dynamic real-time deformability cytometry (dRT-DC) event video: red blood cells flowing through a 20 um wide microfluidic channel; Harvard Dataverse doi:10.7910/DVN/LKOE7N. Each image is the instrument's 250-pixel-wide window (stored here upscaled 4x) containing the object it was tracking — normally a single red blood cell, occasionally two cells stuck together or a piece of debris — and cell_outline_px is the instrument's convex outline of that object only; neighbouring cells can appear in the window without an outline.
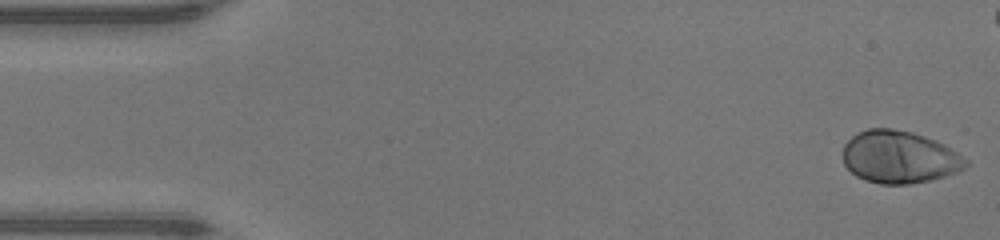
{"species": "human", "species_latin": "Homo sapiens", "temperature_condition": "warm", "stored_images_in_passage": 43, "camera_frame_rate_fps": 3000, "um_per_image_px": 0.085, "donor": {"sex": "male"}, "frame": {"image": 1, "passage_image": 1, "time_ms": 0.0, "image_size_px": [1000, 240], "cell_outline_px": [[968, 164], [964, 168], [956, 172], [932, 180], [908, 184], [880, 184], [864, 180], [856, 176], [844, 164], [844, 144], [856, 132], [868, 128], [892, 128], [912, 132], [936, 140], [944, 144], [968, 160]], "centroid_in_image_um": [76.44, 13.34], "position_along_channel_um": 8.6, "area_um2": 37.63}}
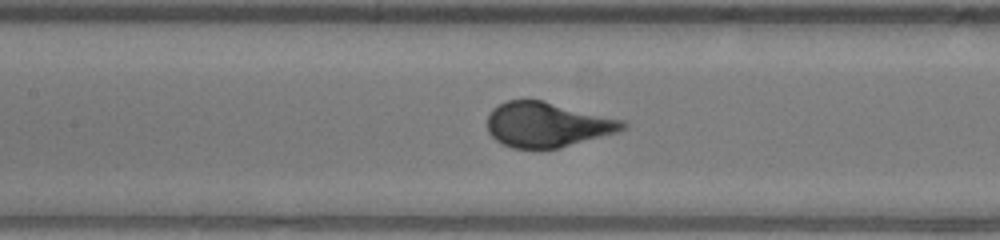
{"frame": {"image": 2, "passage_image": 21, "time_ms": 6.667, "image_size_px": [1000, 240], "cell_outline_px": [[628, 128], [616, 132], [560, 148], [512, 148], [496, 140], [488, 132], [488, 116], [492, 108], [508, 100], [544, 100], [624, 120], [628, 124]], "centroid_in_image_um": [46.53, 10.58], "position_along_channel_um": 160.9, "area_um2": 35.37}}
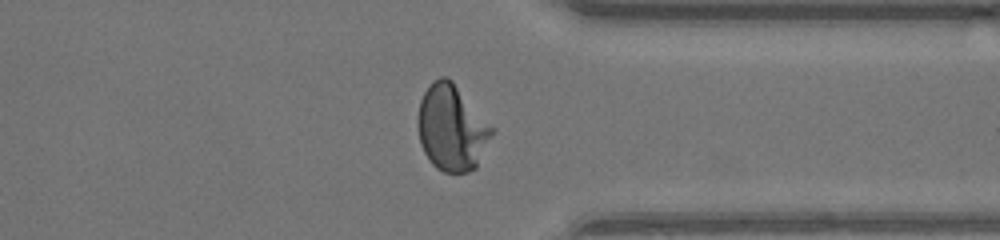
{"frame": {"image": 3, "passage_image": 36, "time_ms": 11.667, "image_size_px": [1000, 240], "cell_outline_px": [[496, 128], [476, 168], [468, 172], [444, 172], [436, 168], [432, 164], [424, 152], [420, 144], [416, 124], [416, 120], [420, 100], [424, 92], [440, 76], [444, 76], [452, 80]], "centroid_in_image_um": [38.41, 10.87], "position_along_channel_um": 373.0, "area_um2": 37.51}}